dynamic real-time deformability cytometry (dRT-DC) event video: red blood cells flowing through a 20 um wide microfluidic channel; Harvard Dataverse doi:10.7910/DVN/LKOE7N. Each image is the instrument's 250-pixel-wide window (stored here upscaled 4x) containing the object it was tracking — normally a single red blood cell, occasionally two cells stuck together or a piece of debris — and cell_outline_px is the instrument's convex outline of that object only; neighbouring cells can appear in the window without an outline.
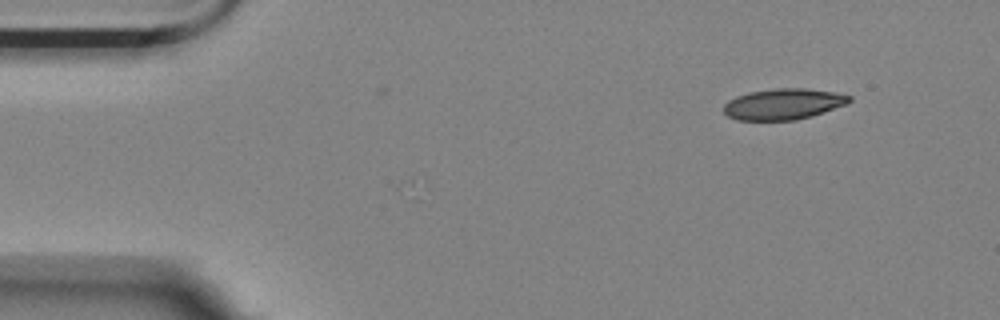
{"species": "Egyptian fruit bat (a non-hibernating species)", "species_latin": "Rousettus aegyptiacus", "temperature_condition": "room temperature", "stored_images_in_passage": 4, "segment_of_instrument_passage": [1, 2], "camera_frame_rate_fps": 3000, "um_per_image_px": 0.085, "animal": {"sex": "female"}, "frame": {"image": 1, "passage_image": 1, "time_ms": 0.0, "image_size_px": [1000, 320], "cell_outline_px": [[852, 100], [848, 104], [812, 116], [796, 120], [736, 120], [728, 116], [724, 112], [724, 104], [728, 100], [736, 96], [748, 92], [776, 88], [804, 88], [832, 92], [852, 96]], "centroid_in_image_um": [66.59, 8.85], "position_along_channel_um": 18.4, "area_um2": 22.77}}
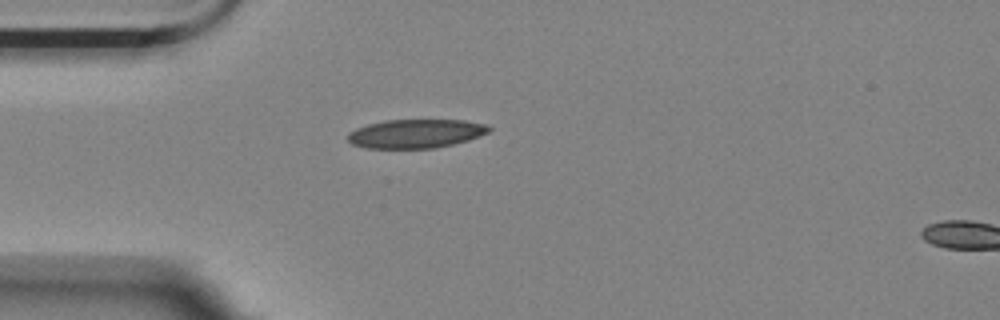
{"frame": {"image": 2, "passage_image": 3, "time_ms": 3.0, "image_size_px": [1000, 320], "cell_outline_px": [[492, 128], [488, 132], [468, 140], [452, 144], [432, 148], [364, 148], [352, 144], [348, 140], [348, 136], [356, 128], [368, 124], [384, 120], [464, 120], [488, 124]], "centroid_in_image_um": [35.36, 11.35], "position_along_channel_um": 49.6, "area_um2": 23.58}}